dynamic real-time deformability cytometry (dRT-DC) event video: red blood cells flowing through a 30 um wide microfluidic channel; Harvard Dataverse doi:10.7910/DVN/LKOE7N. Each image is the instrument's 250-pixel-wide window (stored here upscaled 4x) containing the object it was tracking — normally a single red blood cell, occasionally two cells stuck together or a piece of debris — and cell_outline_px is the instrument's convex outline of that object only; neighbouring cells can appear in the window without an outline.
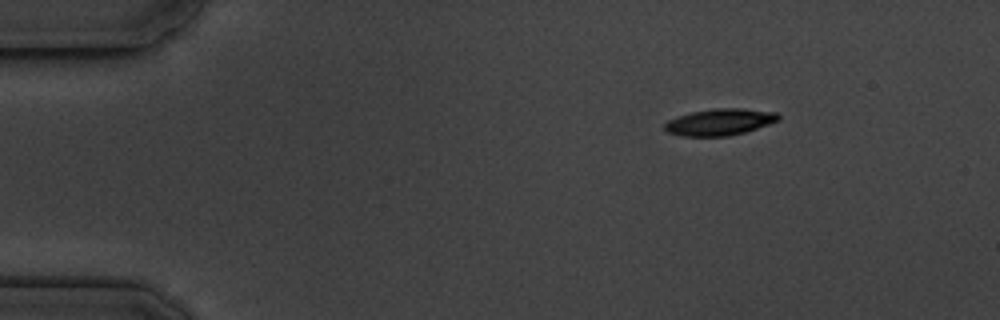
{"species": "common noctule bat (a hibernating species)", "species_latin": "Nyctalus noctula", "temperature_condition": "cold", "stored_images_in_passage": 4, "camera_frame_rate_fps": 3000, "um_per_image_px": 0.085, "animal": {"sex": "male", "body_mass_g": 19.5, "forearm_length_mm": 54.6}, "frame": {"image": 1, "passage_image": 1, "time_ms": 0.0, "image_size_px": [1000, 320], "cell_outline_px": [[780, 120], [744, 132], [728, 136], [680, 136], [668, 132], [664, 128], [664, 124], [668, 120], [676, 116], [692, 112], [712, 108], [744, 108], [776, 112], [780, 116]], "centroid_in_image_um": [61.16, 10.36], "position_along_channel_um": 23.8, "area_um2": 17.69}}
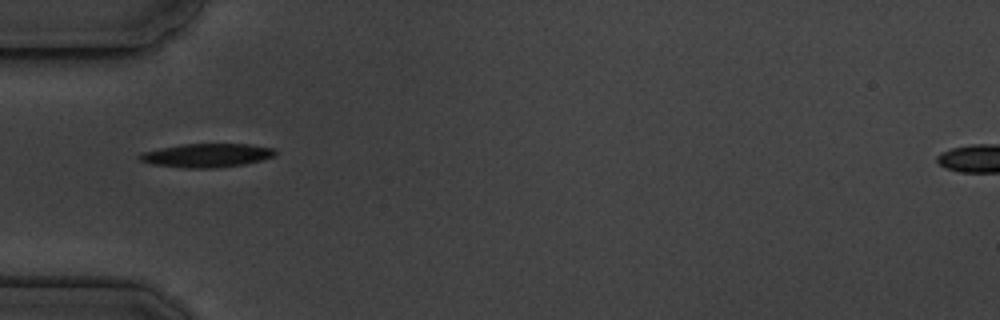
{"frame": {"image": 2, "passage_image": 3, "time_ms": 3.333, "image_size_px": [1000, 320], "cell_outline_px": [[276, 156], [244, 164], [216, 168], [184, 168], [152, 164], [140, 160], [136, 156], [140, 152], [160, 148], [184, 144], [248, 144], [272, 148], [276, 152]], "centroid_in_image_um": [17.53, 13.21], "position_along_channel_um": 67.5, "area_um2": 18.73}}